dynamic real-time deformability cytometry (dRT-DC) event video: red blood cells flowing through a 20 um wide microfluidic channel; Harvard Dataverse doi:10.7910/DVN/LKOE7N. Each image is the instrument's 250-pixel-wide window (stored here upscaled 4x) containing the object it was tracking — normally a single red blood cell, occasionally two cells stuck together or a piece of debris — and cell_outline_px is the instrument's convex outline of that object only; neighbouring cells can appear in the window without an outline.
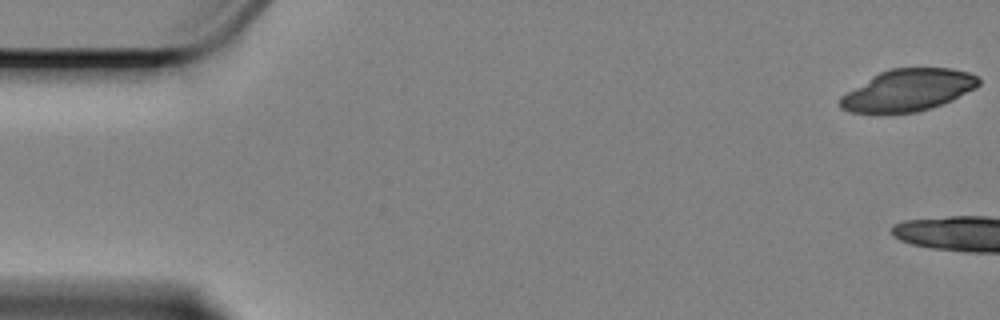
{"species": "Egyptian fruit bat (a non-hibernating species)", "species_latin": "Rousettus aegyptiacus", "temperature_condition": "cold", "stored_images_in_passage": 10, "camera_frame_rate_fps": 3000, "um_per_image_px": 0.085, "animal": {"sex": "female"}, "frame": {"image": 1, "passage_image": 1, "time_ms": 0.0, "image_size_px": [1000, 320], "cell_outline_px": [[980, 84], [976, 88], [952, 100], [916, 112], [852, 112], [840, 108], [836, 104], [840, 96], [872, 76], [880, 72], [892, 68], [952, 68], [968, 72], [980, 76]], "centroid_in_image_um": [77.19, 7.65], "position_along_channel_um": 7.8, "area_um2": 33.64}}